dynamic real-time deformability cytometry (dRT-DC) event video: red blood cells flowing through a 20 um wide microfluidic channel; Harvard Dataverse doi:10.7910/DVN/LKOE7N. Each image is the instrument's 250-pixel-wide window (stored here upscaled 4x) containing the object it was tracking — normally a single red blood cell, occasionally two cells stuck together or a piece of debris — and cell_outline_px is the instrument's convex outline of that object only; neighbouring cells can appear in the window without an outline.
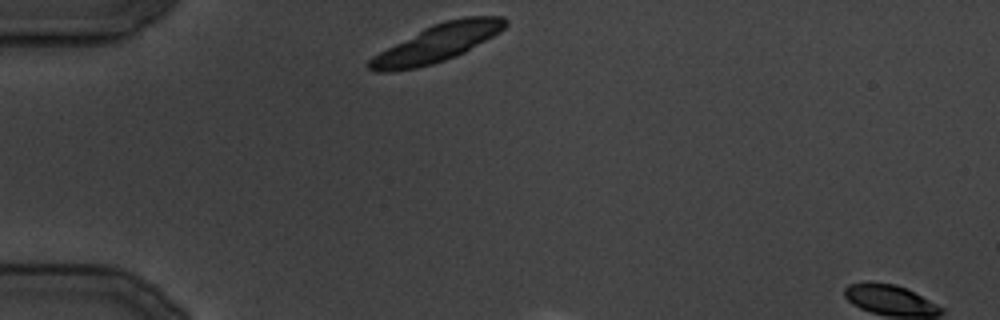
{"species": "common noctule bat (a hibernating species)", "species_latin": "Nyctalus noctula", "temperature_condition": "cold", "stored_images_in_passage": 2, "camera_frame_rate_fps": 3000, "um_per_image_px": 0.085, "animal": {"sex": "male", "body_mass_g": 19.5, "forearm_length_mm": 54.6}, "frame": {"image": 1, "passage_image": 1, "time_ms": 0.0, "image_size_px": [1000, 320], "cell_outline_px": [[508, 24], [500, 32], [464, 52], [456, 56], [432, 64], [416, 68], [392, 72], [372, 72], [368, 68], [368, 60], [372, 56], [424, 28], [432, 24], [444, 20], [464, 16], [504, 16], [508, 20]], "centroid_in_image_um": [37.16, 3.66], "position_along_channel_um": 47.8, "area_um2": 29.65}}